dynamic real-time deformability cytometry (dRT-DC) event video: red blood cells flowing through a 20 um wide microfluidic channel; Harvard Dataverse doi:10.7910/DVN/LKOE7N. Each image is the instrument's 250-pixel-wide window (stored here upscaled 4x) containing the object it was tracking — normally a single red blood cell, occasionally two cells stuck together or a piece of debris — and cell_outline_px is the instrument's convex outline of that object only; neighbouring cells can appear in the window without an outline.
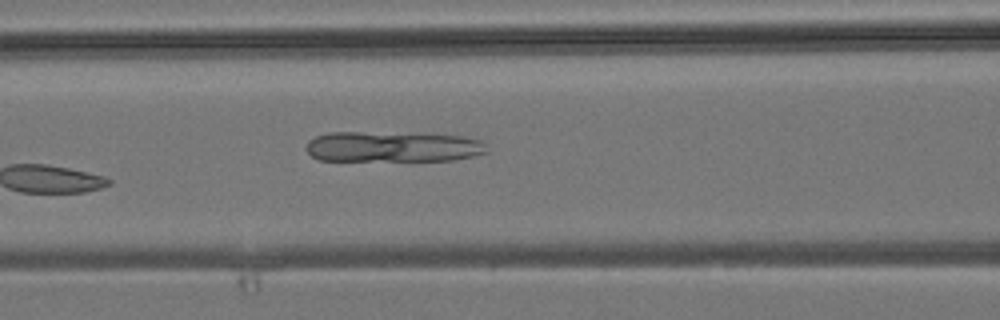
{"species": "common noctule bat (a hibernating species)", "species_latin": "Nyctalus noctula", "temperature_condition": "room temperature", "stored_images_in_passage": 5, "camera_frame_rate_fps": 3000, "um_per_image_px": 0.085, "animal": {"sex": "male", "body_mass_g": 19.2, "forearm_length_mm": 51.8}, "frame": {"image": 1, "passage_image": 5, "time_ms": 4.667, "image_size_px": [1000, 320], "cell_outline_px": [[488, 152], [472, 156], [452, 160], [320, 160], [312, 156], [308, 152], [308, 140], [316, 136], [328, 132], [428, 132], [464, 136], [480, 140], [484, 144]], "centroid_in_image_um": [33.43, 12.44], "position_along_channel_um": 133.2, "area_um2": 32.66}}